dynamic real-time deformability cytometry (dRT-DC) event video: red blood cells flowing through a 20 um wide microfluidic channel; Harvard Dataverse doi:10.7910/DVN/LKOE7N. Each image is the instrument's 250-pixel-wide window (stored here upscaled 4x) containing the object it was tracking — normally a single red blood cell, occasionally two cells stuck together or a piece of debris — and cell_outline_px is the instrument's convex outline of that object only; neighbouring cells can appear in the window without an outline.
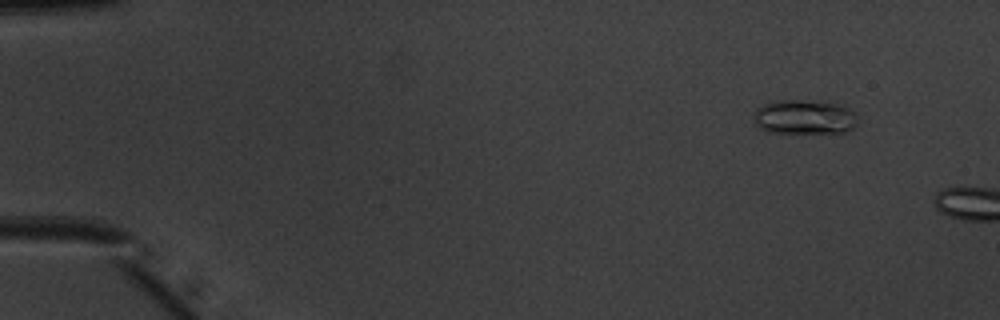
{"species": "common noctule bat (a hibernating species)", "species_latin": "Nyctalus noctula", "temperature_condition": "warm", "stored_images_in_passage": 10, "camera_frame_rate_fps": 3000, "um_per_image_px": 0.085, "animal": {"sex": "male", "body_mass_g": 20.1, "forearm_length_mm": 53.5}, "frame": {"image": 1, "passage_image": 6, "time_ms": 1.667, "image_size_px": [1000, 320], "cell_outline_px": [[856, 124], [852, 128], [844, 132], [768, 132], [760, 128], [756, 124], [752, 112], [756, 108], [764, 104], [780, 100], [800, 100], [836, 104], [848, 108], [856, 116]], "centroid_in_image_um": [68.31, 9.95], "position_along_channel_um": 16.7, "area_um2": 20.46}}